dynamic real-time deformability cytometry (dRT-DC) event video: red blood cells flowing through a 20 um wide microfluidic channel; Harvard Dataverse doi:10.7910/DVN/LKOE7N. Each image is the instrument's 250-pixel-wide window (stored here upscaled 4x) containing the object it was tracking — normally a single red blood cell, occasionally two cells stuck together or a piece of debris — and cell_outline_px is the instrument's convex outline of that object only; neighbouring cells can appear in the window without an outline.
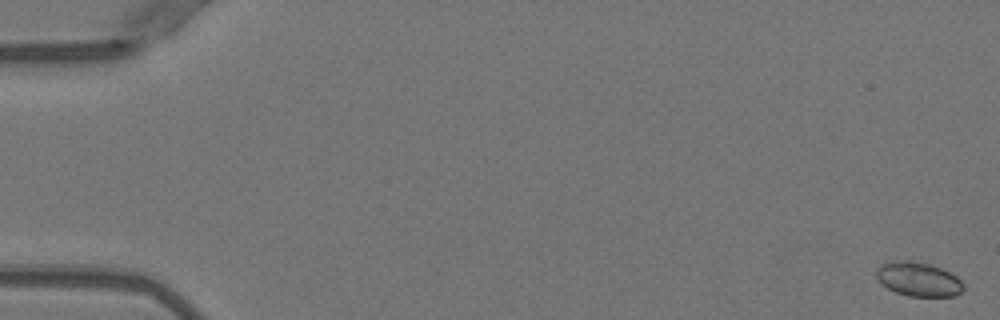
{"species": "Egyptian fruit bat (a non-hibernating species)", "species_latin": "Rousettus aegyptiacus", "temperature_condition": "warm", "stored_images_in_passage": 52, "camera_frame_rate_fps": 3000, "um_per_image_px": 0.085, "animal": {"sex": "female"}, "frame": {"image": 1, "passage_image": 1, "time_ms": 0.0, "image_size_px": [1000, 320], "cell_outline_px": [[964, 288], [956, 296], [908, 296], [896, 292], [888, 288], [876, 276], [876, 272], [880, 264], [900, 260], [908, 260], [932, 264], [956, 276], [964, 284]], "centroid_in_image_um": [78.08, 23.73], "position_along_channel_um": 6.9, "area_um2": 17.17}}
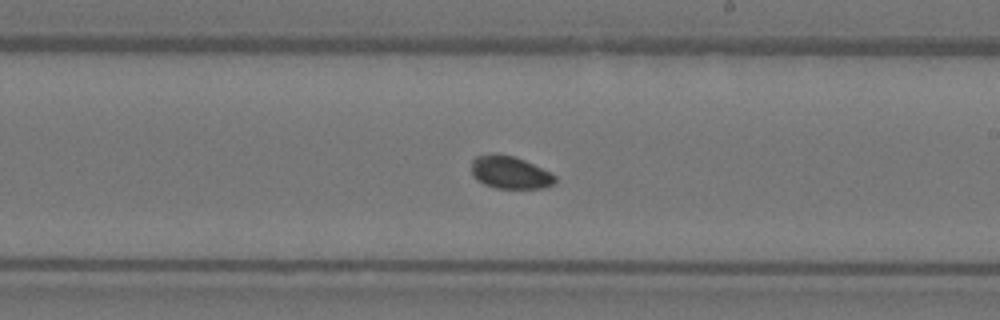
{"frame": {"image": 2, "passage_image": 31, "time_ms": 10.0, "image_size_px": [1000, 320], "cell_outline_px": [[556, 180], [552, 184], [544, 188], [496, 188], [484, 184], [476, 180], [472, 176], [472, 160], [476, 156], [492, 152], [496, 152], [516, 156], [552, 172], [556, 176]], "centroid_in_image_um": [43.34, 14.63], "position_along_channel_um": 245.7, "area_um2": 16.3}}
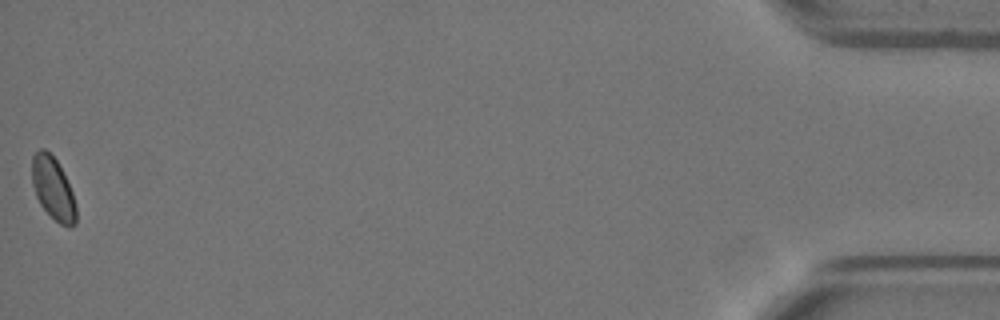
{"frame": {"image": 3, "passage_image": 52, "time_ms": 17.0, "image_size_px": [1000, 320], "cell_outline_px": [[76, 224], [72, 228], [68, 228], [60, 224], [40, 204], [36, 196], [32, 184], [32, 156], [40, 148], [44, 148], [56, 160], [72, 192], [76, 208]], "centroid_in_image_um": [4.5, 16.05], "position_along_channel_um": 430.7, "area_um2": 15.84}, "authors_computed_cell_mechanics": {"area_um2": 16.3863, "velocity_mm_per_s": 3.9926, "shape_relaxation_time_tau1_ms": null, "shape_relaxation_time_tau2_ms": 7.3869, "deformation_change_tau1": null, "deformation_change_tau2": 0.0751}}